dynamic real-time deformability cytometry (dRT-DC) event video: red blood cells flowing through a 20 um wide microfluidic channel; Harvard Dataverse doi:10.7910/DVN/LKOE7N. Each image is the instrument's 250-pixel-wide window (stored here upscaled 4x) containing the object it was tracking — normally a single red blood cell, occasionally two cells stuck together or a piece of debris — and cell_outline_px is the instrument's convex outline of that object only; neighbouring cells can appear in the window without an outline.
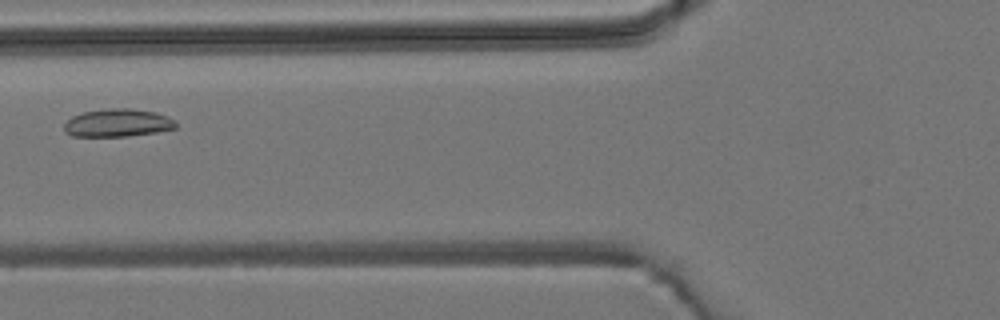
{"species": "common noctule bat (a hibernating species)", "species_latin": "Nyctalus noctula", "temperature_condition": "room temperature", "stored_images_in_passage": 5, "camera_frame_rate_fps": 3000, "um_per_image_px": 0.085, "animal": {"sex": "male", "body_mass_g": 19.2, "forearm_length_mm": 51.8}, "frame": {"image": 1, "passage_image": 4, "time_ms": 3.333, "image_size_px": [1000, 320], "cell_outline_px": [[176, 128], [156, 132], [128, 136], [72, 136], [64, 132], [64, 124], [72, 116], [84, 112], [108, 108], [128, 108], [156, 112], [168, 116], [176, 124]], "centroid_in_image_um": [9.98, 10.44], "position_along_channel_um": 115.8, "area_um2": 18.09}}
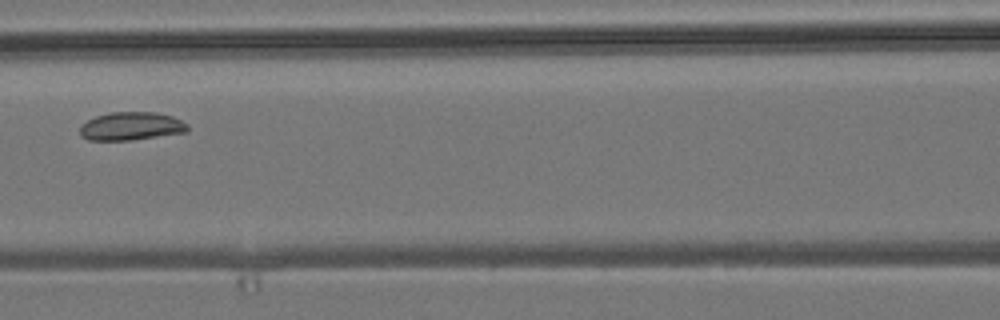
{"frame": {"image": 2, "passage_image": 5, "time_ms": 4.333, "image_size_px": [1000, 320], "cell_outline_px": [[188, 132], [132, 140], [88, 140], [80, 136], [80, 128], [88, 120], [96, 116], [112, 112], [156, 112], [172, 116], [188, 124]], "centroid_in_image_um": [11.17, 10.73], "position_along_channel_um": 155.4, "area_um2": 17.69}}